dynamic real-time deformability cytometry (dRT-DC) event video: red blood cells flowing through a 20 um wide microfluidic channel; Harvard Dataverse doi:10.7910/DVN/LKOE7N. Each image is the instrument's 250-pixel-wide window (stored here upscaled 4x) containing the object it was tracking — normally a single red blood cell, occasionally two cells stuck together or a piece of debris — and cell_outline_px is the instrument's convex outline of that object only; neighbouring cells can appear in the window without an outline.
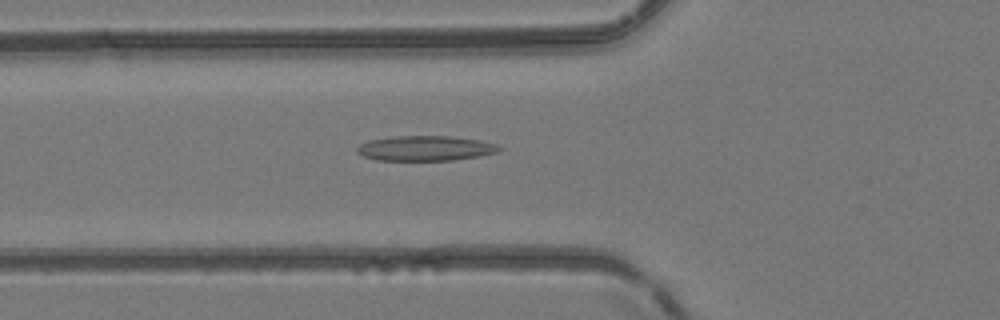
{"species": "common noctule bat (a hibernating species)", "species_latin": "Nyctalus noctula", "temperature_condition": "room temperature", "stored_images_in_passage": 51, "camera_frame_rate_fps": 3000, "um_per_image_px": 0.085, "animal": {"sex": "female", "body_mass_g": 24.6, "forearm_length_mm": 56.2}, "frame": {"image": 1, "passage_image": 19, "time_ms": 6.0, "image_size_px": [1000, 320], "cell_outline_px": [[504, 148], [496, 152], [476, 156], [452, 160], [376, 160], [364, 156], [356, 152], [356, 148], [360, 144], [368, 140], [396, 136], [448, 136], [480, 140], [496, 144]], "centroid_in_image_um": [36.13, 12.6], "position_along_channel_um": 89.7, "area_um2": 20.58}}
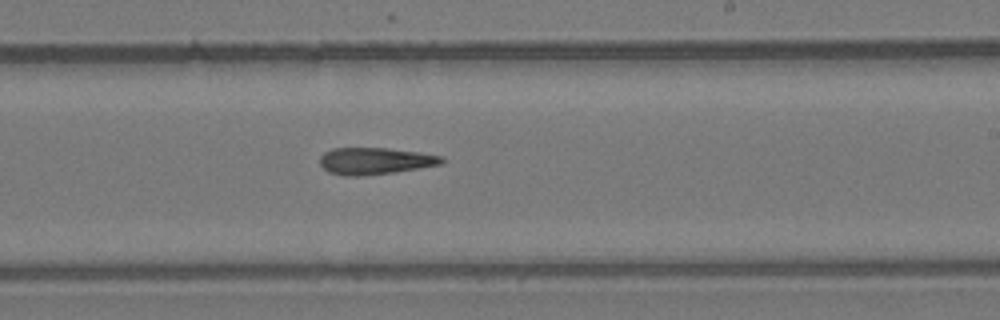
{"frame": {"image": 2, "passage_image": 31, "time_ms": 10.0, "image_size_px": [1000, 320], "cell_outline_px": [[444, 160], [440, 164], [396, 172], [360, 176], [344, 176], [328, 172], [320, 164], [320, 156], [324, 152], [332, 148], [388, 148], [416, 152], [440, 156]], "centroid_in_image_um": [31.81, 13.68], "position_along_channel_um": 257.2, "area_um2": 18.9}}
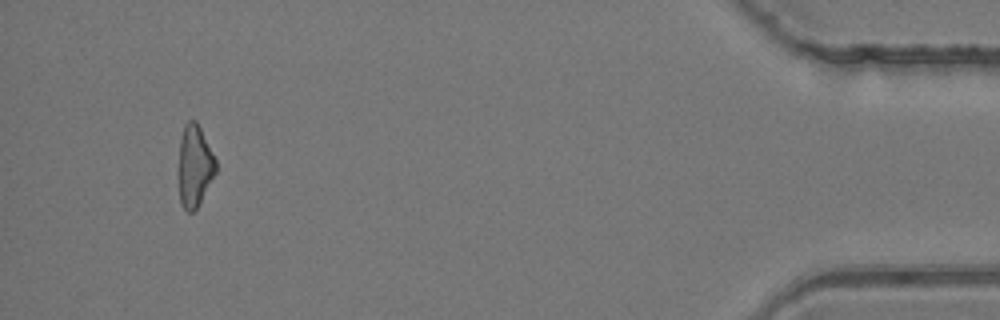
{"frame": {"image": 3, "passage_image": 48, "time_ms": 15.667, "image_size_px": [1000, 320], "cell_outline_px": [[216, 172], [196, 208], [192, 212], [188, 212], [180, 204], [180, 140], [184, 124], [188, 120], [196, 120], [216, 160]], "centroid_in_image_um": [16.55, 14.08], "position_along_channel_um": 418.7, "area_um2": 17.17}}